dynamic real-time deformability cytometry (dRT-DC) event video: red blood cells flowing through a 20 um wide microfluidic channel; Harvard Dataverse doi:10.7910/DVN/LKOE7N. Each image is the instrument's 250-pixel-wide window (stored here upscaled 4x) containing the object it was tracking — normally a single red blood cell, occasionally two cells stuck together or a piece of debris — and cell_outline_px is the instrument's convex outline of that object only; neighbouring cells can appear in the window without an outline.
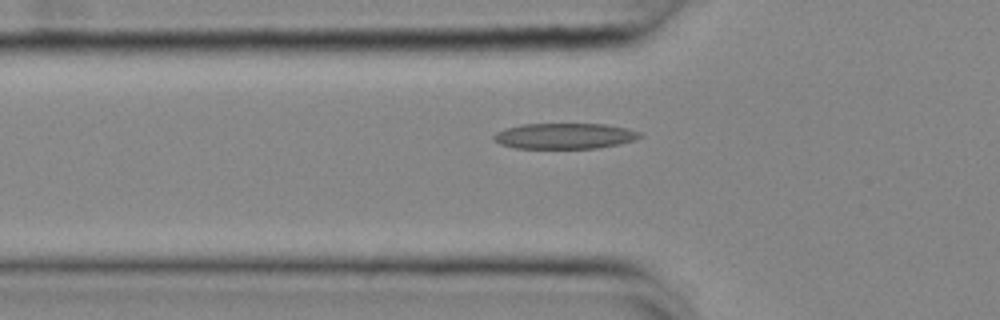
{"species": "common noctule bat (a hibernating species)", "species_latin": "Nyctalus noctula", "temperature_condition": "cold", "stored_images_in_passage": 39, "camera_frame_rate_fps": 3000, "um_per_image_px": 0.085, "animal": {"sex": "female", "body_mass_g": 25.1}, "frame": {"image": 1, "passage_image": 9, "time_ms": 2.667, "image_size_px": [1000, 320], "cell_outline_px": [[644, 136], [620, 144], [600, 148], [516, 148], [500, 144], [492, 140], [492, 136], [496, 132], [504, 128], [520, 124], [604, 124], [628, 128], [640, 132]], "centroid_in_image_um": [47.97, 11.55], "position_along_channel_um": 77.8, "area_um2": 22.08}}
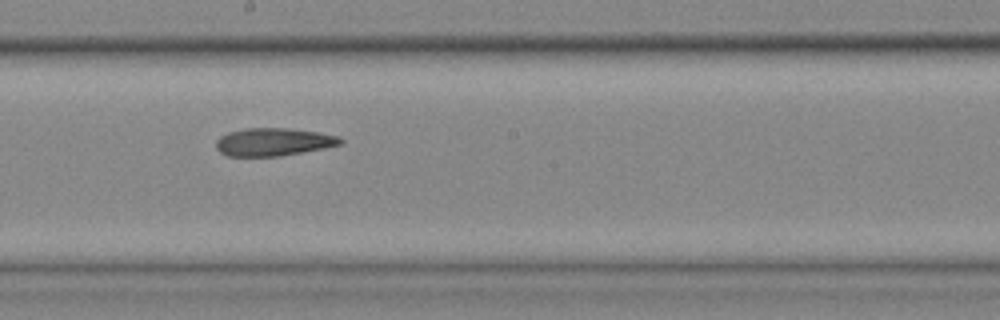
{"frame": {"image": 2, "passage_image": 21, "time_ms": 6.667, "image_size_px": [1000, 320], "cell_outline_px": [[344, 144], [324, 148], [276, 156], [228, 156], [220, 152], [216, 148], [216, 140], [220, 136], [228, 132], [244, 128], [288, 128], [316, 132], [340, 136], [344, 140]], "centroid_in_image_um": [23.24, 12.05], "position_along_channel_um": 225.0, "area_um2": 20.17}}
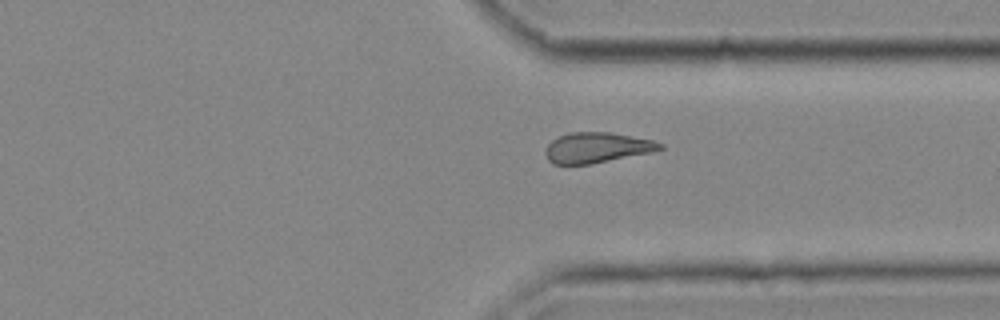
{"frame": {"image": 3, "passage_image": 32, "time_ms": 10.333, "image_size_px": [1000, 320], "cell_outline_px": [[664, 148], [652, 152], [592, 164], [552, 164], [548, 160], [544, 152], [548, 144], [552, 140], [568, 132], [608, 132], [652, 140], [664, 144]], "centroid_in_image_um": [50.72, 12.55], "position_along_channel_um": 360.7, "area_um2": 20.29}}